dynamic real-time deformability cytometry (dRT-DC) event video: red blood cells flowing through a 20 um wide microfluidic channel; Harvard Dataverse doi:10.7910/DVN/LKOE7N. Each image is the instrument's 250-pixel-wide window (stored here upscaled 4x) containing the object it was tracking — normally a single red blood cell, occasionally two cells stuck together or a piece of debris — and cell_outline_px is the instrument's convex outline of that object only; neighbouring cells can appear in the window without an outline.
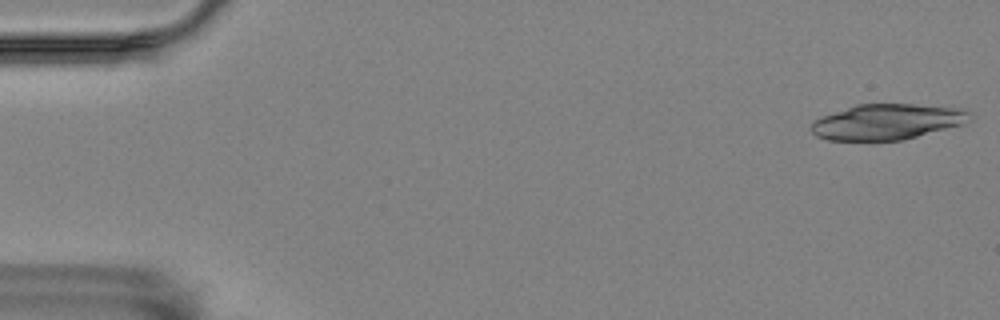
{"species": "Egyptian fruit bat (a non-hibernating species)", "species_latin": "Rousettus aegyptiacus", "temperature_condition": "room temperature", "stored_images_in_passage": 55, "camera_frame_rate_fps": 3000, "um_per_image_px": 0.085, "animal": {"sex": "female"}, "frame": {"image": 1, "passage_image": 1, "time_ms": 0.0, "image_size_px": [1000, 320], "cell_outline_px": [[972, 120], [960, 124], [904, 140], [868, 144], [828, 140], [816, 136], [808, 128], [812, 120], [856, 104], [912, 104], [956, 108], [972, 112]], "centroid_in_image_um": [75.3, 10.41], "position_along_channel_um": 9.7, "area_um2": 33.87}}